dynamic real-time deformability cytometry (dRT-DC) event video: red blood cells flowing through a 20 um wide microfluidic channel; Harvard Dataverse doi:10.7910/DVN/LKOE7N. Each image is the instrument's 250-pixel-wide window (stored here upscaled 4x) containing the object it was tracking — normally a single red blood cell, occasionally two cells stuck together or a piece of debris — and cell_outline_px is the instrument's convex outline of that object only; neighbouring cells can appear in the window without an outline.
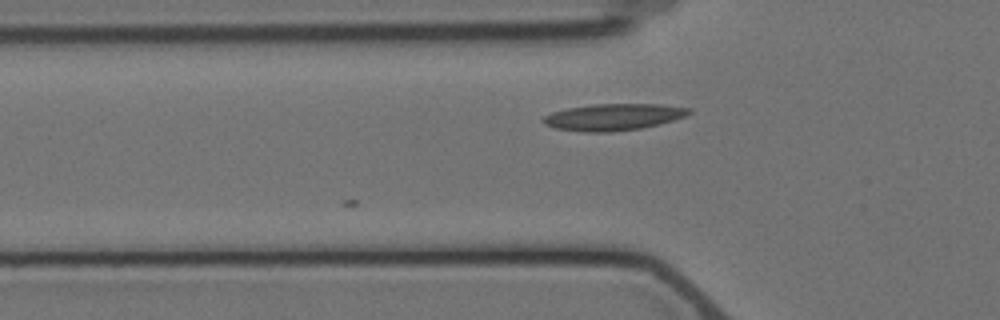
{"species": "Egyptian fruit bat (a non-hibernating species)", "species_latin": "Rousettus aegyptiacus", "temperature_condition": "cold", "stored_images_in_passage": 3, "camera_frame_rate_fps": 3000, "um_per_image_px": 0.085, "animal": {"sex": "female"}, "frame": {"image": 1, "passage_image": 3, "time_ms": 2.333, "image_size_px": [1000, 320], "cell_outline_px": [[692, 112], [684, 116], [660, 124], [640, 128], [612, 132], [584, 132], [556, 128], [544, 124], [540, 120], [544, 116], [552, 112], [568, 108], [592, 104], [660, 104], [692, 108]], "centroid_in_image_um": [52.13, 9.94], "position_along_channel_um": 73.7, "area_um2": 22.66}}